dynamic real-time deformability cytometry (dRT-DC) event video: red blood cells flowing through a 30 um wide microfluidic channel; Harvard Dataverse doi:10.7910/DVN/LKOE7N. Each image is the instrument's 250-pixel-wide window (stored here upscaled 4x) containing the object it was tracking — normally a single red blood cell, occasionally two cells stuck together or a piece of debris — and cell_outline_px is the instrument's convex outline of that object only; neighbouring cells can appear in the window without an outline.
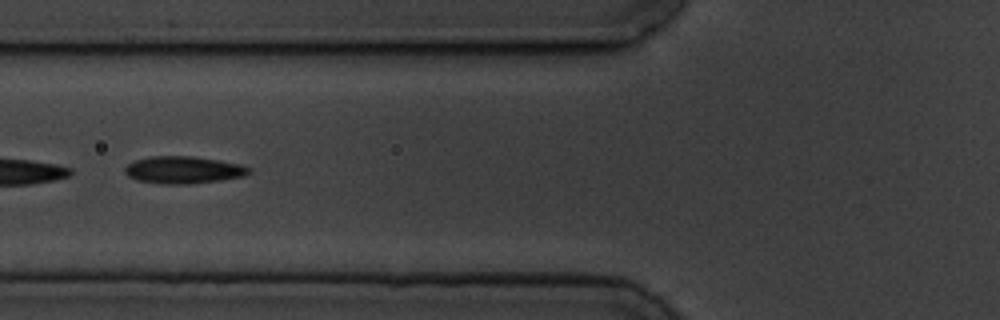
{"species": "common noctule bat (a hibernating species)", "species_latin": "Nyctalus noctula", "temperature_condition": "cold", "stored_images_in_passage": 9, "camera_frame_rate_fps": 3000, "um_per_image_px": 0.085, "animal": {"sex": "male", "body_mass_g": 19.5, "forearm_length_mm": 54.6}, "frame": {"image": 1, "passage_image": 4, "time_ms": 3.667, "image_size_px": [1000, 320], "cell_outline_px": [[252, 172], [244, 176], [220, 180], [192, 184], [160, 184], [136, 180], [128, 176], [124, 172], [124, 168], [128, 164], [136, 160], [152, 156], [192, 156], [220, 160], [240, 164], [252, 168]], "centroid_in_image_um": [15.61, 14.45], "position_along_channel_um": 110.2, "area_um2": 19.88}}
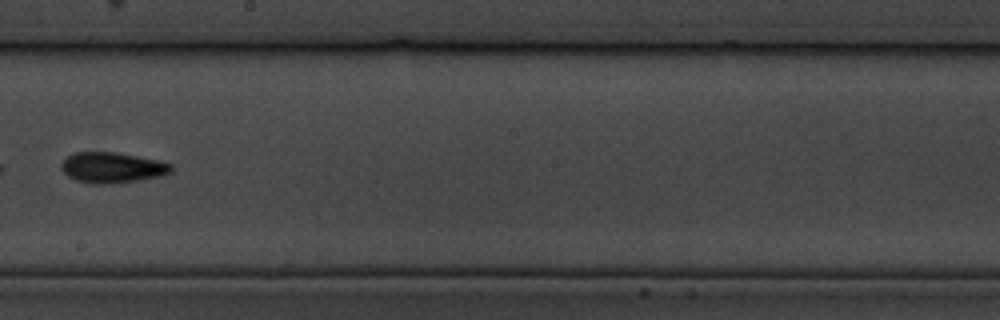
{"frame": {"image": 2, "passage_image": 7, "time_ms": 7.333, "image_size_px": [1000, 320], "cell_outline_px": [[172, 172], [164, 176], [140, 180], [104, 184], [92, 184], [76, 180], [68, 176], [60, 168], [60, 164], [68, 156], [76, 152], [116, 152], [160, 160], [172, 164]], "centroid_in_image_um": [9.57, 14.24], "position_along_channel_um": 238.6, "area_um2": 19.77}}
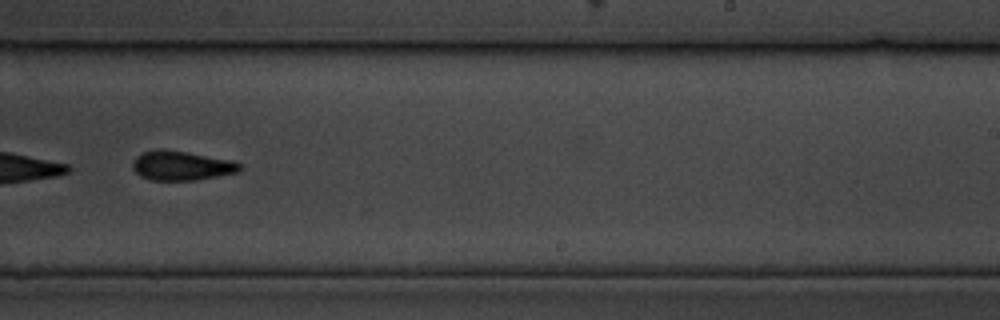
{"frame": {"image": 3, "passage_image": 8, "time_ms": 8.333, "image_size_px": [1000, 320], "cell_outline_px": [[240, 168], [236, 172], [196, 180], [152, 180], [140, 176], [132, 168], [132, 160], [136, 156], [144, 152], [160, 148], [188, 152], [228, 160], [240, 164]], "centroid_in_image_um": [15.33, 14.07], "position_along_channel_um": 273.7, "area_um2": 18.09}}